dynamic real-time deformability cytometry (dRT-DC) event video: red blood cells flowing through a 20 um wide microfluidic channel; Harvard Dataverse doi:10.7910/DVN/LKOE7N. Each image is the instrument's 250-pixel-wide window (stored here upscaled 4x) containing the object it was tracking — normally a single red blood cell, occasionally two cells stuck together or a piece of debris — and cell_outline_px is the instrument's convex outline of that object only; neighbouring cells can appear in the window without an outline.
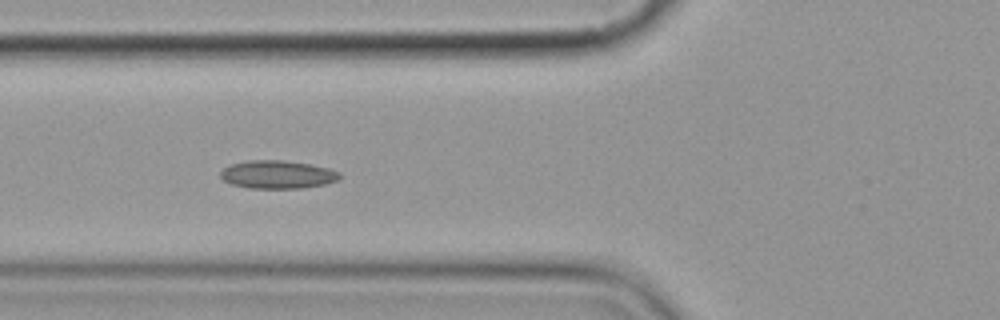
{"species": "common noctule bat (a hibernating species)", "species_latin": "Nyctalus noctula", "temperature_condition": "cold", "stored_images_in_passage": 9, "camera_frame_rate_fps": 3000, "um_per_image_px": 0.085, "animal": {"sex": "female", "body_mass_g": 19.9}, "frame": {"image": 1, "passage_image": 4, "time_ms": 3.333, "image_size_px": [1000, 320], "cell_outline_px": [[340, 176], [336, 180], [324, 184], [300, 188], [248, 188], [232, 184], [224, 180], [220, 176], [220, 172], [224, 168], [232, 164], [248, 160], [284, 160], [308, 164], [328, 168], [340, 172]], "centroid_in_image_um": [23.56, 14.83], "position_along_channel_um": 102.2, "area_um2": 19.31}}
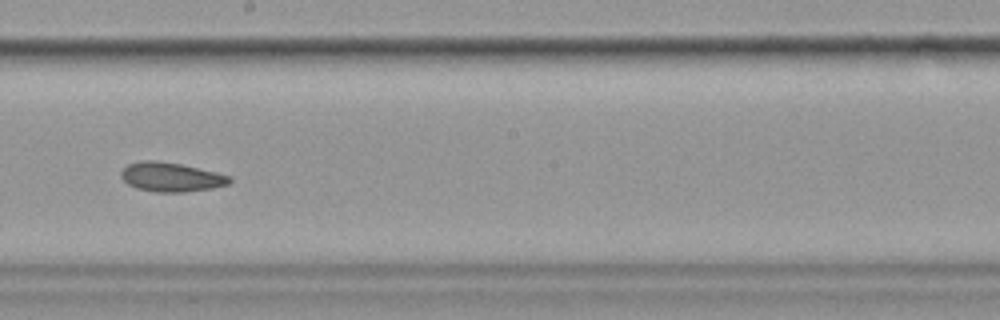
{"frame": {"image": 2, "passage_image": 7, "time_ms": 7.0, "image_size_px": [1000, 320], "cell_outline_px": [[232, 180], [228, 184], [212, 188], [184, 192], [156, 192], [136, 188], [128, 184], [120, 176], [120, 172], [128, 164], [140, 160], [156, 160], [180, 164], [216, 172], [232, 176]], "centroid_in_image_um": [14.53, 15.04], "position_along_channel_um": 233.7, "area_um2": 18.5}}
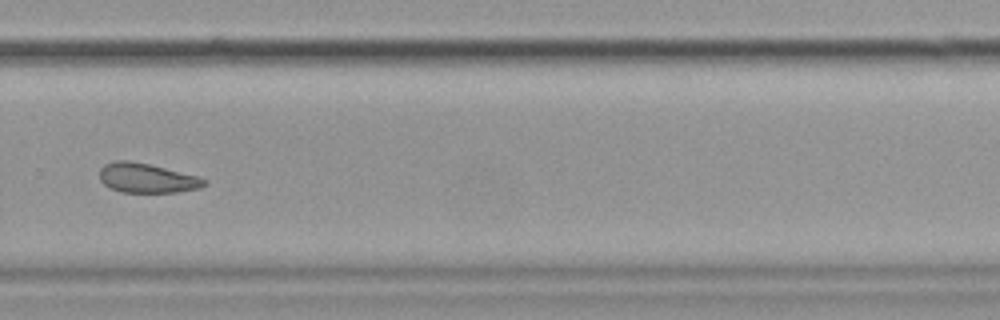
{"frame": {"image": 3, "passage_image": 9, "time_ms": 9.333, "image_size_px": [1000, 320], "cell_outline_px": [[208, 184], [200, 188], [176, 192], [120, 192], [108, 188], [100, 180], [100, 168], [104, 164], [116, 160], [128, 160], [148, 164], [196, 176], [208, 180]], "centroid_in_image_um": [12.46, 15.14], "position_along_channel_um": 317.3, "area_um2": 17.98}}